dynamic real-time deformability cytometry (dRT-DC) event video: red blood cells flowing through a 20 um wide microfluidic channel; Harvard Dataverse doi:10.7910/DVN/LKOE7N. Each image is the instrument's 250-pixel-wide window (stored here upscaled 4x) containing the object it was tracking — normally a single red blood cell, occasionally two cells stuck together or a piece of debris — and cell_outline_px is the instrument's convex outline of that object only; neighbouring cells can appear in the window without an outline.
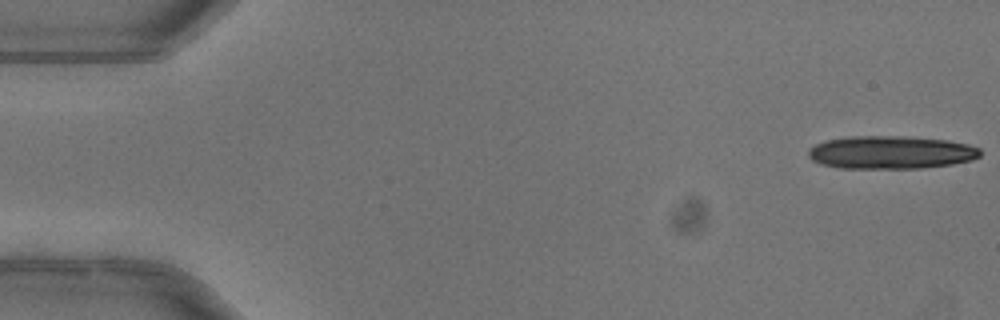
{"species": "common noctule bat (a hibernating species)", "species_latin": "Nyctalus noctula", "temperature_condition": "warm", "stored_images_in_passage": 14, "camera_frame_rate_fps": 3000, "um_per_image_px": 0.085, "animal": {"sex": "female"}, "frame": {"image": 1, "passage_image": 1, "time_ms": 0.0, "image_size_px": [1000, 320], "cell_outline_px": [[980, 156], [972, 160], [952, 164], [920, 168], [840, 168], [820, 164], [812, 160], [808, 156], [808, 148], [824, 140], [852, 136], [904, 136], [948, 140], [968, 144], [980, 148]], "centroid_in_image_um": [75.7, 12.95], "position_along_channel_um": 9.3, "area_um2": 33.23}}